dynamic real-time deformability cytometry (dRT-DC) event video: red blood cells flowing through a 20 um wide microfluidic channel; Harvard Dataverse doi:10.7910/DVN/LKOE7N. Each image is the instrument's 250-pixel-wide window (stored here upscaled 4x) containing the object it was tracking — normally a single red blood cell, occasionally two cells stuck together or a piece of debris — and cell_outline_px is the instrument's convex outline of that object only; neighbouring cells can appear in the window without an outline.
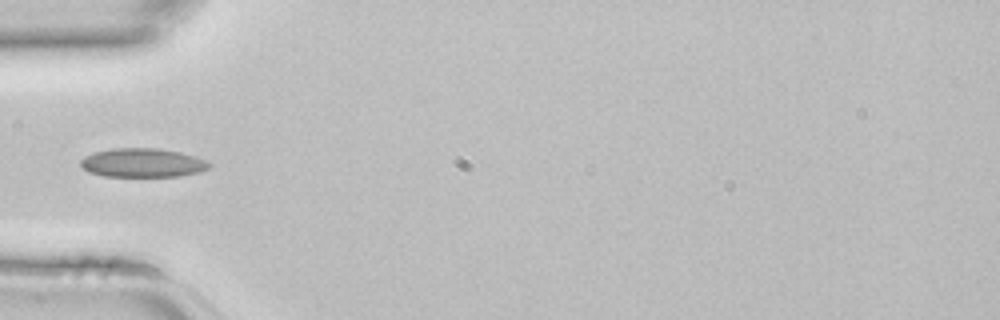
{"species": "common noctule bat (a hibernating species)", "species_latin": "Nyctalus noctula", "temperature_condition": "room temperature", "stored_images_in_passage": 31, "camera_frame_rate_fps": 3000, "um_per_image_px": 0.085, "animal": {"sex": "female", "body_mass_g": 22.7, "forearm_length_mm": 54.2}, "frame": {"image": 1, "passage_image": 1, "time_ms": 0.0, "image_size_px": [1000, 320], "cell_outline_px": [[212, 168], [200, 172], [180, 176], [104, 176], [88, 172], [80, 164], [80, 160], [84, 156], [96, 152], [112, 148], [156, 148], [180, 152], [204, 160], [212, 164]], "centroid_in_image_um": [12.13, 13.84], "position_along_channel_um": 72.9, "area_um2": 21.62}}
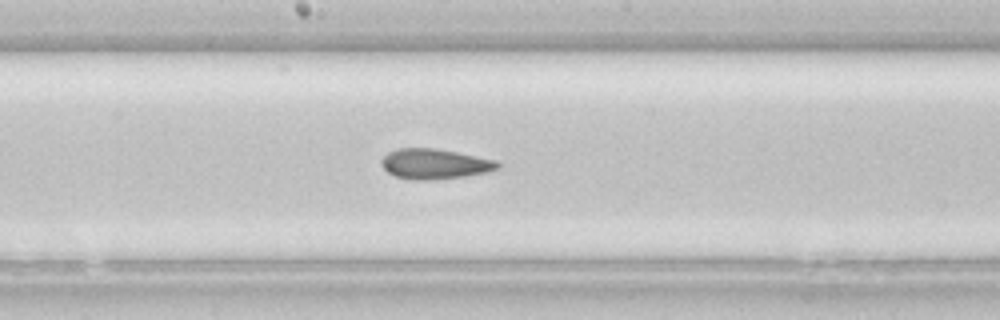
{"frame": {"image": 2, "passage_image": 10, "time_ms": 3.0, "image_size_px": [1000, 320], "cell_outline_px": [[500, 168], [484, 172], [464, 176], [428, 180], [412, 180], [396, 176], [388, 172], [380, 164], [380, 160], [388, 152], [396, 148], [436, 148], [496, 160], [500, 164]], "centroid_in_image_um": [36.91, 13.92], "position_along_channel_um": 211.3, "area_um2": 20.35}}